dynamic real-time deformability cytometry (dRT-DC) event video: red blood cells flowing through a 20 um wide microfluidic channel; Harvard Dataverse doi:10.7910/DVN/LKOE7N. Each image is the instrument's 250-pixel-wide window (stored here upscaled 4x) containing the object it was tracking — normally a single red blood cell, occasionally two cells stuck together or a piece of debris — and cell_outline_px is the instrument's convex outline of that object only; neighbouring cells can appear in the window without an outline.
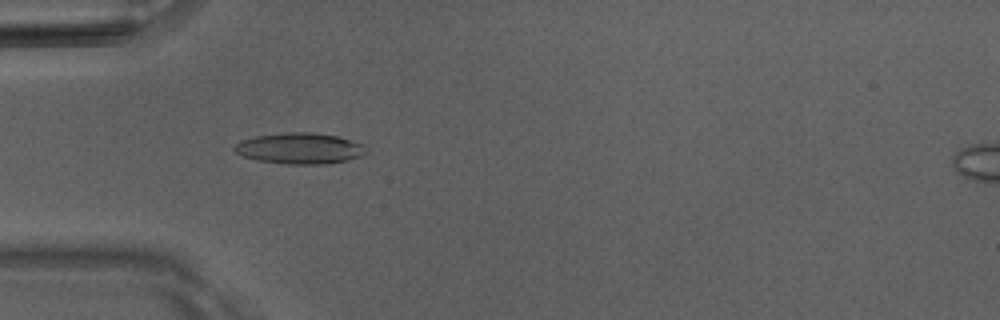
{"species": "Egyptian fruit bat (a non-hibernating species)", "species_latin": "Rousettus aegyptiacus", "temperature_condition": "room temperature", "stored_images_in_passage": 51, "camera_frame_rate_fps": 3000, "um_per_image_px": 0.085, "animal": {"sex": "male"}, "frame": {"image": 1, "passage_image": 16, "time_ms": 5.0, "image_size_px": [1000, 320], "cell_outline_px": [[364, 152], [360, 156], [328, 164], [288, 164], [260, 160], [244, 156], [236, 152], [232, 148], [240, 140], [256, 136], [288, 132], [312, 132], [340, 136], [364, 144]], "centroid_in_image_um": [25.47, 12.6], "position_along_channel_um": 59.5, "area_um2": 23.58}}
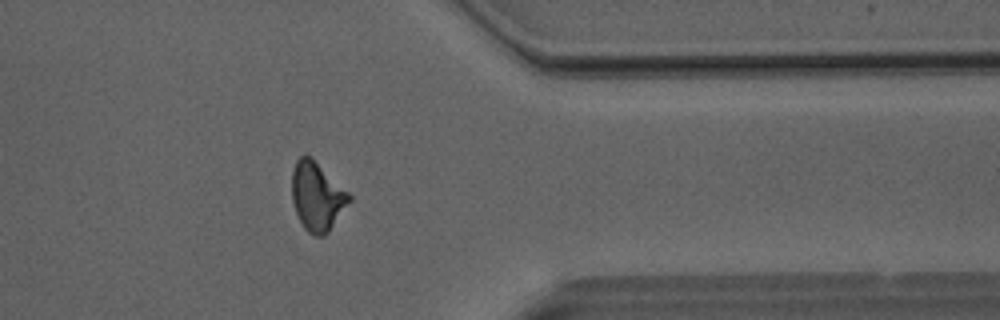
{"frame": {"image": 2, "passage_image": 41, "time_ms": 13.333, "image_size_px": [1000, 320], "cell_outline_px": [[352, 200], [328, 232], [324, 236], [316, 236], [308, 232], [304, 228], [296, 212], [292, 200], [292, 172], [296, 160], [300, 156], [312, 156], [352, 196]], "centroid_in_image_um": [26.96, 16.68], "position_along_channel_um": 384.4, "area_um2": 22.95}}
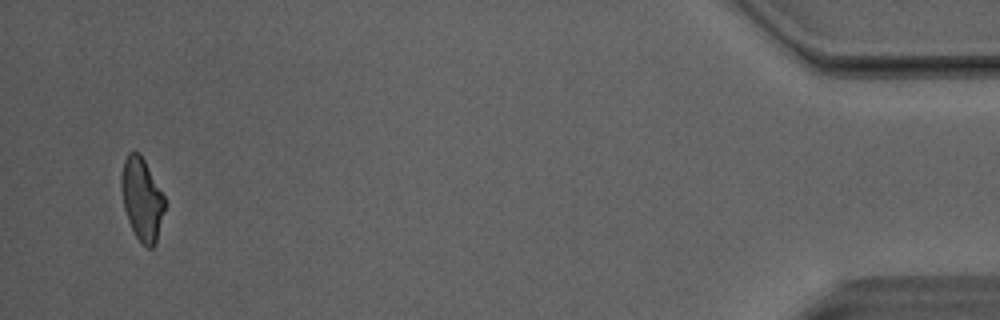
{"frame": {"image": 3, "passage_image": 49, "time_ms": 16.0, "image_size_px": [1000, 320], "cell_outline_px": [[164, 208], [156, 244], [152, 248], [148, 248], [140, 244], [128, 220], [124, 208], [120, 184], [120, 176], [124, 160], [128, 152], [140, 152], [164, 196]], "centroid_in_image_um": [12.04, 16.93], "position_along_channel_um": 423.2, "area_um2": 20.81}, "authors_computed_cell_mechanics": {"area_um2": 22.253, "velocity_mm_per_s": 4.0943, "shape_relaxation_time_tau1_ms": 4.3914, "shape_relaxation_time_tau2_ms": 2.7279, "deformation_change_tau1": 0.1221, "deformation_change_tau2": 0.1268}}